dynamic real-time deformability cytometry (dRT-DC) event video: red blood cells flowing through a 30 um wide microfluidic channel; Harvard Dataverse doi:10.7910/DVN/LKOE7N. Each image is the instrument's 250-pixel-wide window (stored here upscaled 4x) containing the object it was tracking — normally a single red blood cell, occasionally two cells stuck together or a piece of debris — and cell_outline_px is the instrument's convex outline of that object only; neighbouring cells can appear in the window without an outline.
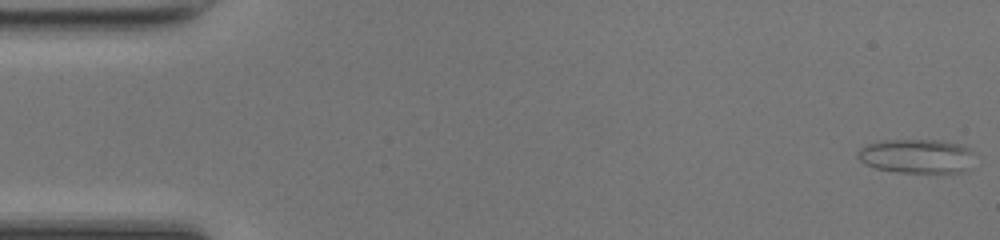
{"species": "common noctule bat (a hibernating species)", "species_latin": "Nyctalus noctula", "temperature_condition": "room temperature", "stored_images_in_passage": 49, "camera_frame_rate_fps": 3000, "um_per_image_px": 0.085, "animal": {"sex": "female", "body_mass_g": 17.0, "forearm_length_mm": 48.0}, "frame": {"image": 1, "passage_image": 1, "time_ms": 0.0, "image_size_px": [1000, 240], "cell_outline_px": [[976, 152], [972, 168], [960, 172], [896, 172], [876, 168], [864, 164], [856, 156], [856, 152], [860, 148], [868, 144], [880, 140], [944, 140], [960, 144], [972, 148]], "centroid_in_image_um": [77.98, 13.26], "position_along_channel_um": 7.0, "area_um2": 23.87}}
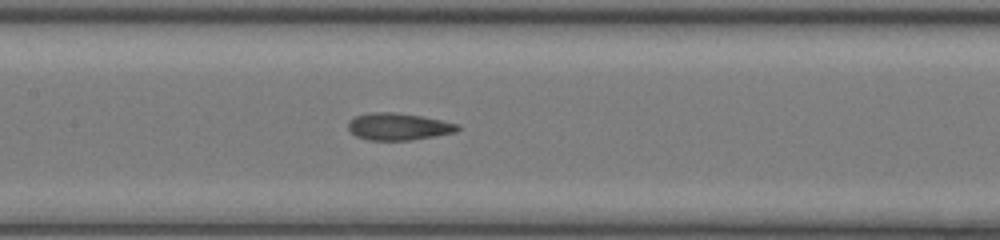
{"frame": {"image": 2, "passage_image": 23, "time_ms": 7.333, "image_size_px": [1000, 240], "cell_outline_px": [[460, 128], [456, 132], [436, 136], [408, 140], [368, 140], [356, 136], [348, 128], [348, 120], [356, 116], [368, 112], [392, 112], [420, 116], [460, 124]], "centroid_in_image_um": [33.86, 10.76], "position_along_channel_um": 173.5, "area_um2": 17.22}}
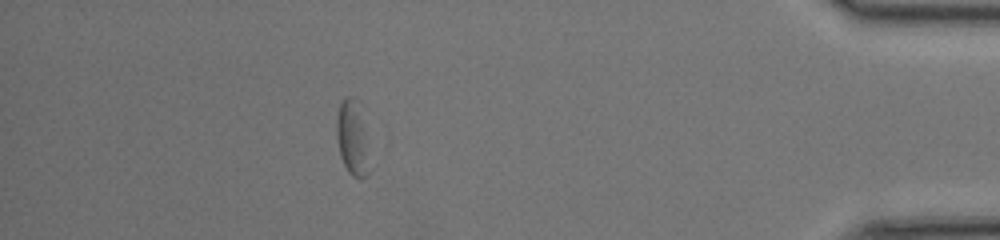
{"frame": {"image": 3, "passage_image": 43, "time_ms": 14.0, "image_size_px": [1000, 240], "cell_outline_px": [[372, 168], [368, 176], [360, 180], [352, 176], [348, 172], [340, 156], [336, 136], [336, 116], [340, 104], [344, 96], [352, 96], [360, 100], [364, 104]], "centroid_in_image_um": [30.05, 11.68], "position_along_channel_um": 405.1, "area_um2": 16.18}, "authors_computed_cell_mechanics": {"area_um2": 17.2244, "velocity_mm_per_s": 4.2715, "shape_relaxation_time_tau1_ms": null, "shape_relaxation_time_tau2_ms": 3.9404, "deformation_change_tau1": null, "deformation_change_tau2": 0.1142}}